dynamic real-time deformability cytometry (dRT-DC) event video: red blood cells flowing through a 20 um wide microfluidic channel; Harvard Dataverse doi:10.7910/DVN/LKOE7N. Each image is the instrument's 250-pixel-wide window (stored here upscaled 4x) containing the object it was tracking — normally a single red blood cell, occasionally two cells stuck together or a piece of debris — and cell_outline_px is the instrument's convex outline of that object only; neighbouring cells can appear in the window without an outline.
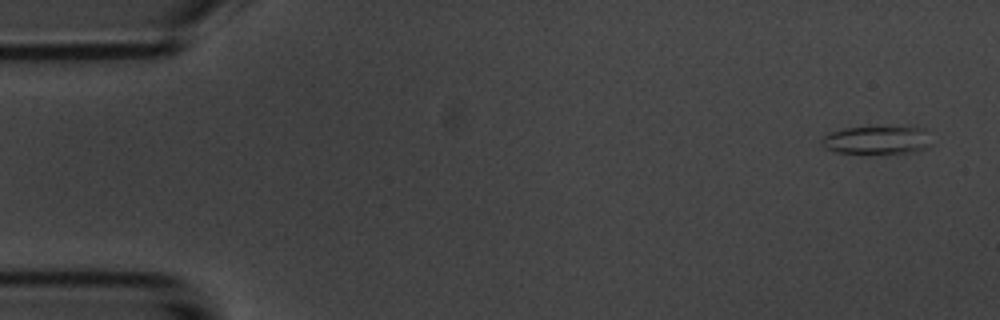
{"species": "common noctule bat (a hibernating species)", "species_latin": "Nyctalus noctula", "temperature_condition": "room temperature", "stored_images_in_passage": 5, "camera_frame_rate_fps": 3000, "um_per_image_px": 0.085, "animal": {"sex": "male", "body_mass_g": 20.1, "forearm_length_mm": 53.5}, "frame": {"image": 1, "passage_image": 1, "time_ms": 0.0, "image_size_px": [1000, 320], "cell_outline_px": [[928, 148], [912, 152], [836, 152], [824, 148], [820, 144], [820, 140], [828, 132], [844, 128], [924, 128], [928, 144]], "centroid_in_image_um": [74.42, 11.91], "position_along_channel_um": 10.6, "area_um2": 17.22}}